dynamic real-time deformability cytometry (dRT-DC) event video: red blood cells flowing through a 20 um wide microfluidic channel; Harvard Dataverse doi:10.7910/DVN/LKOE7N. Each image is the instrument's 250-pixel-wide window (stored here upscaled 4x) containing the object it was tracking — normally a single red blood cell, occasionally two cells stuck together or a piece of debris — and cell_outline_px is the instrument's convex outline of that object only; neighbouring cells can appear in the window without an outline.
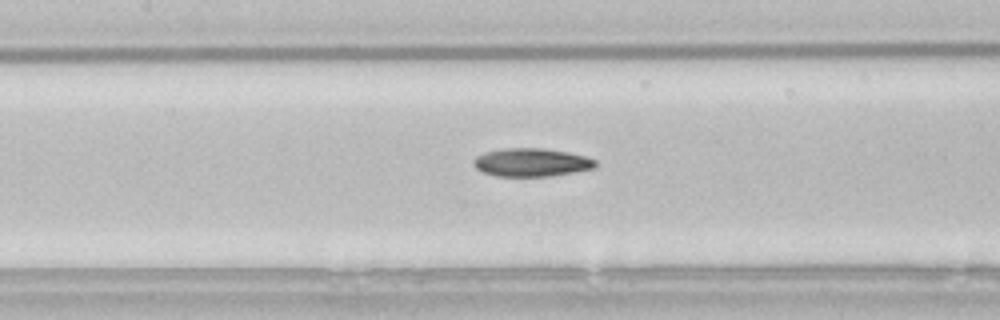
{"species": "common noctule bat (a hibernating species)", "species_latin": "Nyctalus noctula", "temperature_condition": "room temperature", "stored_images_in_passage": 35, "camera_frame_rate_fps": 3000, "um_per_image_px": 0.085, "animal": {"sex": "male", "body_mass_g": 21.5, "forearm_length_mm": 52.0}, "frame": {"image": 1, "passage_image": 11, "time_ms": 3.333, "image_size_px": [1000, 320], "cell_outline_px": [[596, 164], [592, 168], [572, 172], [548, 176], [496, 176], [484, 172], [476, 168], [476, 156], [484, 152], [504, 148], [544, 148], [568, 152], [584, 156], [596, 160]], "centroid_in_image_um": [45.17, 13.79], "position_along_channel_um": 162.2, "area_um2": 19.71}}
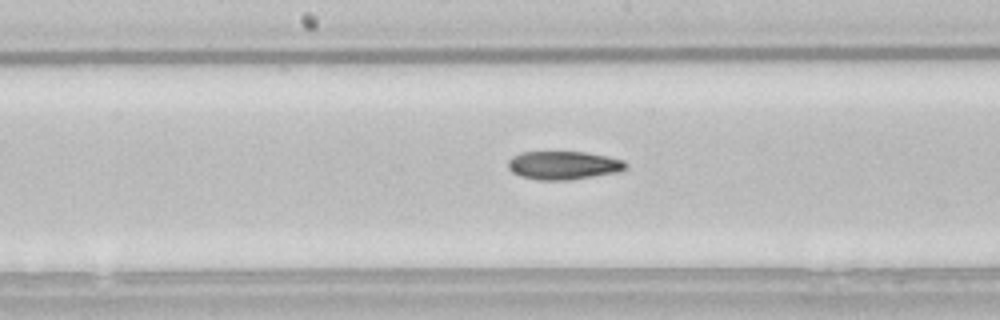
{"frame": {"image": 2, "passage_image": 14, "time_ms": 4.333, "image_size_px": [1000, 320], "cell_outline_px": [[628, 168], [620, 172], [572, 180], [536, 180], [520, 176], [512, 172], [508, 168], [508, 160], [512, 156], [520, 152], [584, 152], [608, 156], [624, 160], [628, 164]], "centroid_in_image_um": [47.92, 14.06], "position_along_channel_um": 200.3, "area_um2": 19.83}}
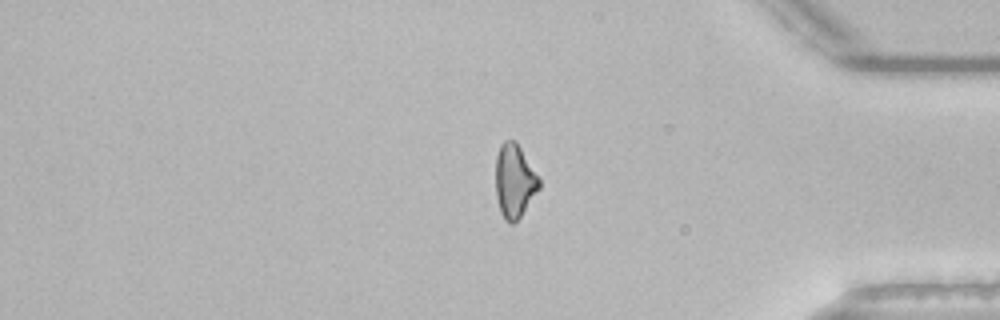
{"frame": {"image": 3, "passage_image": 31, "time_ms": 10.0, "image_size_px": [1000, 320], "cell_outline_px": [[540, 188], [520, 216], [512, 224], [508, 224], [504, 220], [500, 212], [496, 196], [496, 156], [500, 144], [504, 140], [516, 140], [540, 180]], "centroid_in_image_um": [43.71, 15.38], "position_along_channel_um": 391.5, "area_um2": 18.61}, "authors_computed_cell_mechanics": {"area_um2": 19.363, "velocity_mm_per_s": 3.8161, "shape_relaxation_time_tau1_ms": 6.7, "shape_relaxation_time_tau2_ms": null, "deformation_change_tau1": 0.1553, "deformation_change_tau2": null}}